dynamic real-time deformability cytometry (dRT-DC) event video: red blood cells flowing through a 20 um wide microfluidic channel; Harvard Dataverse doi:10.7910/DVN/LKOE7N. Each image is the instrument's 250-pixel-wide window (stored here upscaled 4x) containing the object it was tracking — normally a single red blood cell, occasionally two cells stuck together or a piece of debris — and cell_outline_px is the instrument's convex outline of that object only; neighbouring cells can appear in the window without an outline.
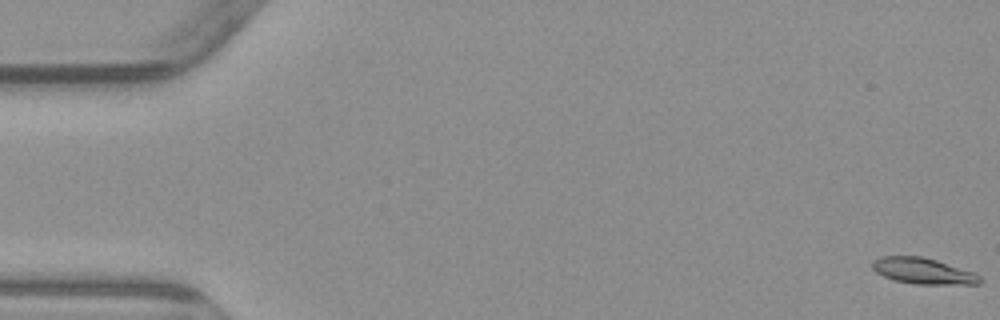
{"species": "common noctule bat (a hibernating species)", "species_latin": "Nyctalus noctula", "temperature_condition": "warm", "stored_images_in_passage": 7, "camera_frame_rate_fps": 3000, "um_per_image_px": 0.085, "animal": {"sex": "male", "body_mass_g": 23.1, "forearm_length_mm": 52.7}, "frame": {"image": 1, "passage_image": 1, "time_ms": 0.0, "image_size_px": [1000, 320], "cell_outline_px": [[984, 280], [980, 284], [916, 284], [896, 280], [884, 276], [876, 272], [872, 268], [872, 264], [880, 256], [920, 256], [936, 260], [976, 272]], "centroid_in_image_um": [78.53, 23.03], "position_along_channel_um": 6.5, "area_um2": 16.3}}
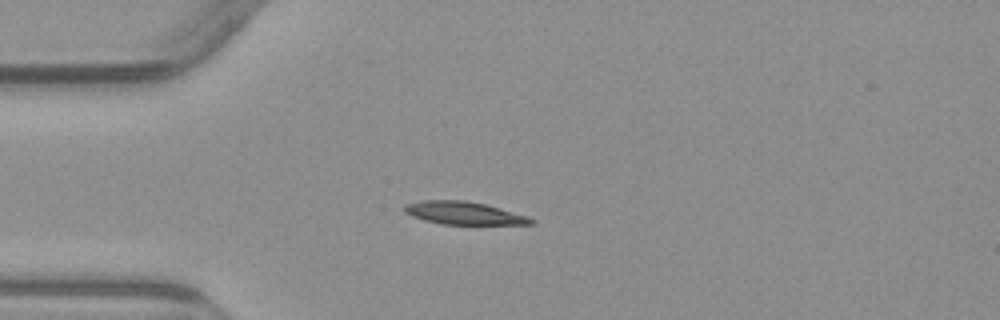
{"frame": {"image": 2, "passage_image": 5, "time_ms": 4.667, "image_size_px": [1000, 320], "cell_outline_px": [[536, 224], [440, 224], [424, 220], [412, 216], [404, 212], [404, 204], [424, 200], [464, 200], [484, 204], [528, 216], [536, 220]], "centroid_in_image_um": [39.42, 18.11], "position_along_channel_um": 45.6, "area_um2": 16.76}}
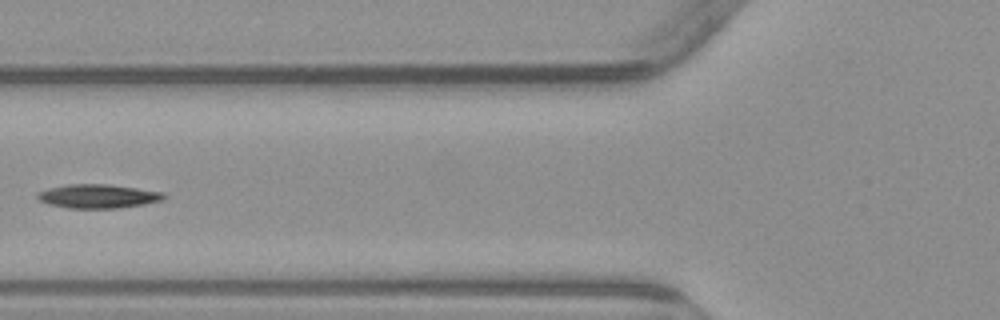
{"frame": {"image": 3, "passage_image": 7, "time_ms": 7.0, "image_size_px": [1000, 320], "cell_outline_px": [[168, 196], [160, 200], [144, 204], [120, 208], [68, 208], [48, 204], [40, 200], [36, 196], [40, 192], [48, 188], [68, 184], [108, 184], [164, 192]], "centroid_in_image_um": [8.35, 16.68], "position_along_channel_um": 117.5, "area_um2": 17.51}}